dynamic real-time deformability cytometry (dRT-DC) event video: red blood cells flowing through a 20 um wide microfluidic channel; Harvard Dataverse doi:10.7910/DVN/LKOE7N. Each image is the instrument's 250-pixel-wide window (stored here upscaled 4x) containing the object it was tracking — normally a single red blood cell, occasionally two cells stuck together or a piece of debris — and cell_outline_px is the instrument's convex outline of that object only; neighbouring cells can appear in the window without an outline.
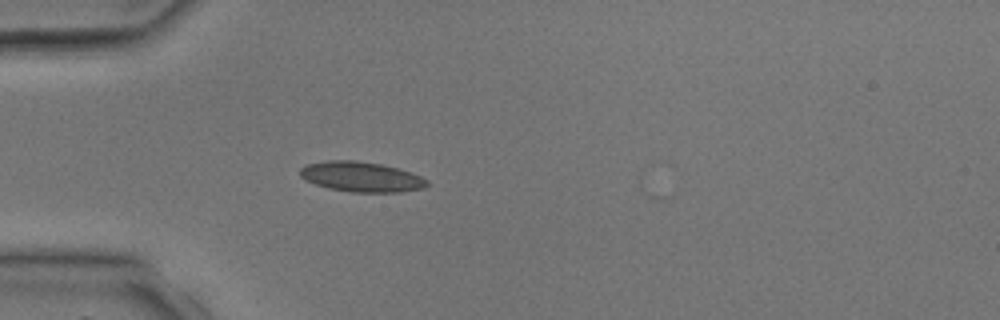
{"species": "common noctule bat (a hibernating species)", "species_latin": "Nyctalus noctula", "temperature_condition": "room temperature", "stored_images_in_passage": 3, "camera_frame_rate_fps": 3000, "um_per_image_px": 0.085, "animal": {"sex": "male", "body_mass_g": 17.9, "forearm_length_mm": 54.2}, "frame": {"image": 1, "passage_image": 3, "time_ms": 3.333, "image_size_px": [1000, 320], "cell_outline_px": [[428, 184], [424, 188], [400, 192], [352, 192], [328, 188], [316, 184], [300, 176], [300, 168], [308, 164], [328, 160], [356, 160], [380, 164], [396, 168], [420, 176], [428, 180]], "centroid_in_image_um": [30.71, 15.03], "position_along_channel_um": 54.3, "area_um2": 22.02}}